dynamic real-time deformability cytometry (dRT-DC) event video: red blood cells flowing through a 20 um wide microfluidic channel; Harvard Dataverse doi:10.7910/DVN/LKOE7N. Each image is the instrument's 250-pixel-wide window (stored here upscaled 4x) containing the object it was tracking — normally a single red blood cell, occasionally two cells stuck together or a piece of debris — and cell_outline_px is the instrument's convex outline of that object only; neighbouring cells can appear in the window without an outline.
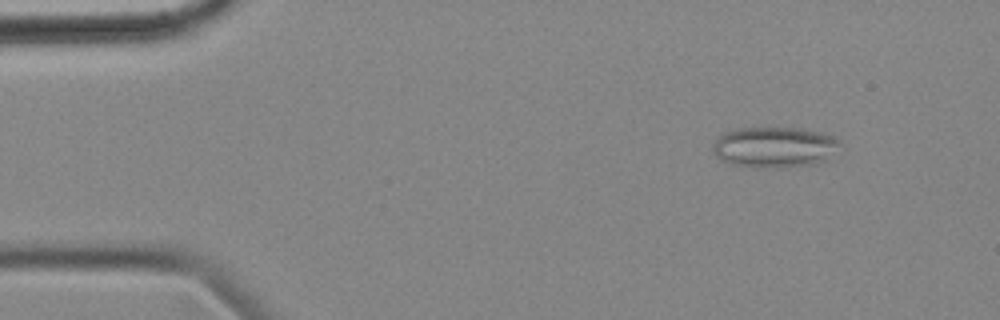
{"species": "common noctule bat (a hibernating species)", "species_latin": "Nyctalus noctula", "temperature_condition": "cold", "stored_images_in_passage": 55, "camera_frame_rate_fps": 3000, "um_per_image_px": 0.085, "animal": {"sex": "female", "body_mass_g": 18.4}, "frame": {"image": 1, "passage_image": 5, "time_ms": 1.333, "image_size_px": [1000, 320], "cell_outline_px": [[840, 144], [828, 160], [812, 164], [732, 164], [720, 160], [712, 152], [712, 144], [724, 132], [740, 128], [804, 128], [820, 132], [832, 136], [840, 140]], "centroid_in_image_um": [65.83, 12.44], "position_along_channel_um": 19.2, "area_um2": 28.96}}
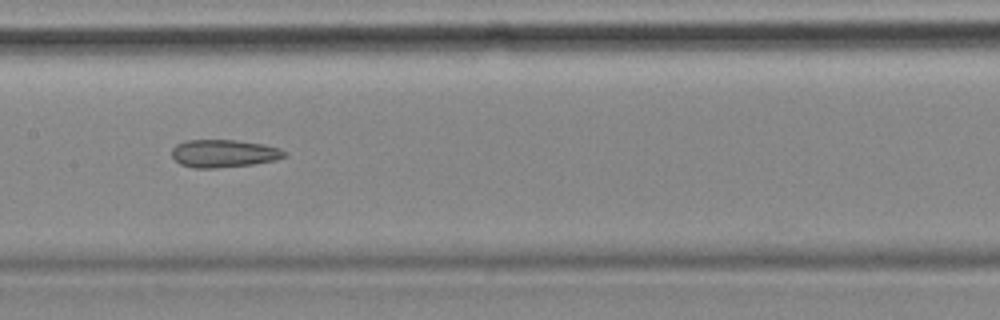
{"frame": {"image": 2, "passage_image": 26, "time_ms": 8.333, "image_size_px": [1000, 320], "cell_outline_px": [[288, 152], [284, 156], [276, 160], [252, 164], [216, 168], [192, 168], [180, 164], [172, 156], [172, 148], [176, 144], [188, 140], [236, 140], [264, 144], [280, 148]], "centroid_in_image_um": [19.02, 13.04], "position_along_channel_um": 188.4, "area_um2": 18.26}}
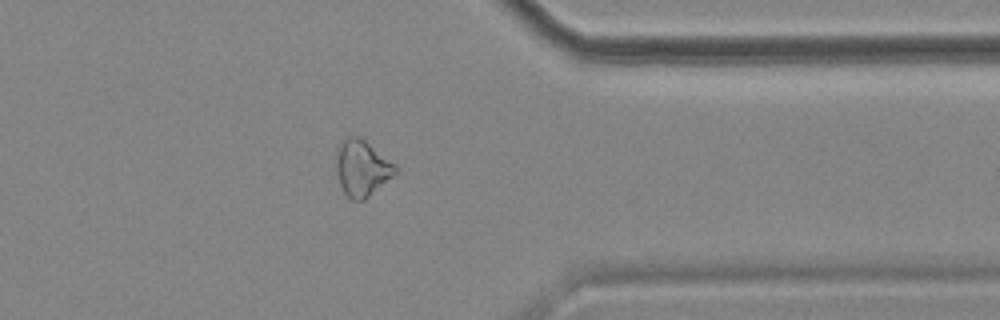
{"frame": {"image": 3, "passage_image": 43, "time_ms": 14.0, "image_size_px": [1000, 320], "cell_outline_px": [[400, 168], [392, 176], [364, 200], [352, 200], [344, 192], [340, 184], [332, 164], [332, 156], [336, 148], [348, 136], [360, 136], [396, 164]], "centroid_in_image_um": [30.7, 14.25], "position_along_channel_um": 380.7, "area_um2": 19.83}, "authors_computed_cell_mechanics": {"area_um2": 21.0392, "velocity_mm_per_s": 3.5672, "shape_relaxation_time_tau1_ms": null, "shape_relaxation_time_tau2_ms": 7.2599, "deformation_change_tau1": null, "deformation_change_tau2": 0.1879}}